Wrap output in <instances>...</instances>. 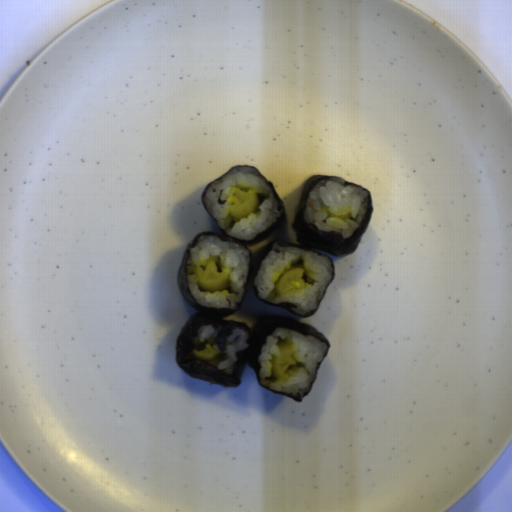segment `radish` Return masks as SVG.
Segmentation results:
<instances>
[{
  "mask_svg": "<svg viewBox=\"0 0 512 512\" xmlns=\"http://www.w3.org/2000/svg\"><path fill=\"white\" fill-rule=\"evenodd\" d=\"M320 211L321 213L326 214L328 218H338L342 221L351 218V212H347L345 214H334L333 212L330 211V208L328 206L321 207Z\"/></svg>",
  "mask_w": 512,
  "mask_h": 512,
  "instance_id": "radish-6",
  "label": "radish"
},
{
  "mask_svg": "<svg viewBox=\"0 0 512 512\" xmlns=\"http://www.w3.org/2000/svg\"><path fill=\"white\" fill-rule=\"evenodd\" d=\"M195 279L200 290L208 293H219L229 287V276L225 270L218 271L215 261H209L205 269L195 267Z\"/></svg>",
  "mask_w": 512,
  "mask_h": 512,
  "instance_id": "radish-1",
  "label": "radish"
},
{
  "mask_svg": "<svg viewBox=\"0 0 512 512\" xmlns=\"http://www.w3.org/2000/svg\"><path fill=\"white\" fill-rule=\"evenodd\" d=\"M259 203L258 192L255 189H250L248 192H243L239 188L234 190L233 203L229 207V216L236 219L247 218L249 215L257 211Z\"/></svg>",
  "mask_w": 512,
  "mask_h": 512,
  "instance_id": "radish-2",
  "label": "radish"
},
{
  "mask_svg": "<svg viewBox=\"0 0 512 512\" xmlns=\"http://www.w3.org/2000/svg\"><path fill=\"white\" fill-rule=\"evenodd\" d=\"M219 352L220 350L216 345L207 343L204 350H192V355L197 359L209 361L215 359L218 356Z\"/></svg>",
  "mask_w": 512,
  "mask_h": 512,
  "instance_id": "radish-5",
  "label": "radish"
},
{
  "mask_svg": "<svg viewBox=\"0 0 512 512\" xmlns=\"http://www.w3.org/2000/svg\"><path fill=\"white\" fill-rule=\"evenodd\" d=\"M304 274L305 269L301 267H295L282 274L274 287L276 293L280 295L292 289H300L305 287L306 282L303 280Z\"/></svg>",
  "mask_w": 512,
  "mask_h": 512,
  "instance_id": "radish-4",
  "label": "radish"
},
{
  "mask_svg": "<svg viewBox=\"0 0 512 512\" xmlns=\"http://www.w3.org/2000/svg\"><path fill=\"white\" fill-rule=\"evenodd\" d=\"M295 350L290 342H284L279 344L278 353L273 355L272 372L273 376L282 378L290 365H296L297 360L294 357Z\"/></svg>",
  "mask_w": 512,
  "mask_h": 512,
  "instance_id": "radish-3",
  "label": "radish"
}]
</instances>
